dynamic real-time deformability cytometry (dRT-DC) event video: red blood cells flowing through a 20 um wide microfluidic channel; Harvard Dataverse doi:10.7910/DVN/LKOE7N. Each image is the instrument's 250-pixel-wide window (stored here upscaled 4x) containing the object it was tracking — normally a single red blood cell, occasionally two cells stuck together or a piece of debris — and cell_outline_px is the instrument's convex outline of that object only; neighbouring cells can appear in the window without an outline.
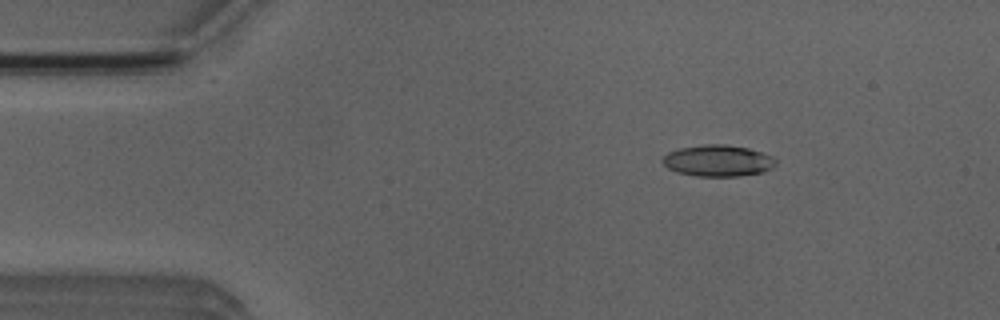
{"species": "Egyptian fruit bat (a non-hibernating species)", "species_latin": "Rousettus aegyptiacus", "temperature_condition": "room temperature", "stored_images_in_passage": 53, "camera_frame_rate_fps": 3000, "um_per_image_px": 0.085, "animal": {"sex": "male"}, "frame": {"image": 1, "passage_image": 8, "time_ms": 2.333, "image_size_px": [1000, 320], "cell_outline_px": [[776, 164], [772, 168], [760, 172], [740, 176], [696, 176], [676, 172], [668, 168], [660, 160], [668, 152], [680, 148], [704, 144], [724, 144], [748, 148], [772, 156], [776, 160]], "centroid_in_image_um": [61.0, 13.66], "position_along_channel_um": 24.0, "area_um2": 20.69}}
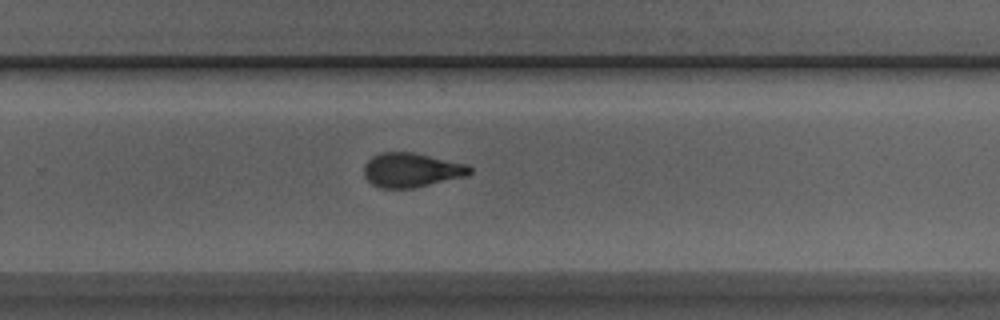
{"frame": {"image": 2, "passage_image": 34, "time_ms": 11.0, "image_size_px": [1000, 320], "cell_outline_px": [[472, 172], [464, 176], [412, 188], [380, 188], [372, 184], [364, 176], [364, 164], [372, 156], [380, 152], [412, 152], [468, 164], [472, 168]], "centroid_in_image_um": [34.94, 14.44], "position_along_channel_um": 294.9, "area_um2": 21.04}}
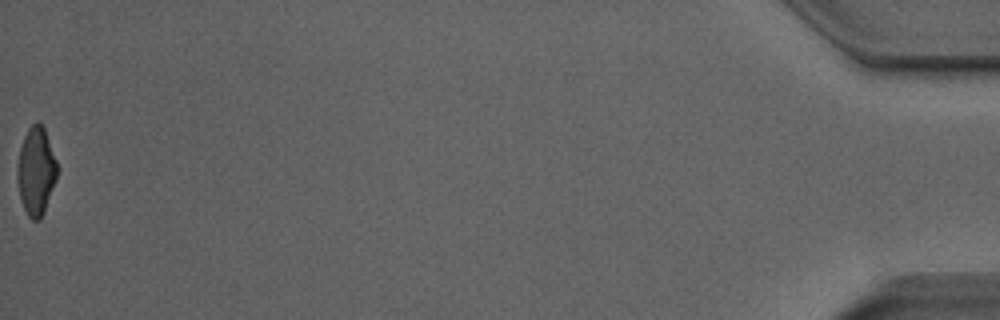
{"frame": {"image": 3, "passage_image": 53, "time_ms": 17.333, "image_size_px": [1000, 320], "cell_outline_px": [[56, 180], [44, 212], [40, 220], [32, 220], [28, 216], [24, 208], [20, 196], [16, 180], [16, 168], [20, 148], [24, 136], [28, 128], [36, 120], [44, 128], [56, 160]], "centroid_in_image_um": [3.04, 14.55], "position_along_channel_um": 432.2, "area_um2": 20.35}, "authors_computed_cell_mechanics": {"area_um2": 21.0392, "velocity_mm_per_s": 3.8853, "shape_relaxation_time_tau1_ms": 5.3466, "shape_relaxation_time_tau2_ms": 2.3031, "deformation_change_tau1": 0.1936, "deformation_change_tau2": 0.0963}}